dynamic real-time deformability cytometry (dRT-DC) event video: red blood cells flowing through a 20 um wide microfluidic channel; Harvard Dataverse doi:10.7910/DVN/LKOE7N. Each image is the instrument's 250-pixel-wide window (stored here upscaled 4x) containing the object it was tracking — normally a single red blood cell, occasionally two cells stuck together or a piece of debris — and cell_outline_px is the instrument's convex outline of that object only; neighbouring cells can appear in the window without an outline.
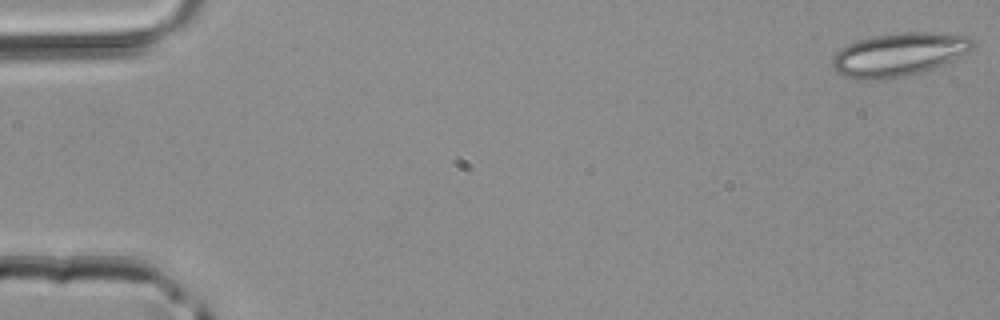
{"species": "common noctule bat (a hibernating species)", "species_latin": "Nyctalus noctula", "temperature_condition": "room temperature", "stored_images_in_passage": 42, "camera_frame_rate_fps": 3000, "um_per_image_px": 0.085, "animal": {"sex": "male", "body_mass_g": 20.4}, "frame": {"image": 1, "passage_image": 1, "time_ms": 0.0, "image_size_px": [1000, 320], "cell_outline_px": [[976, 44], [968, 52], [924, 72], [908, 76], [884, 80], [856, 80], [844, 76], [836, 72], [832, 64], [832, 56], [836, 52], [848, 44], [872, 36], [904, 32], [932, 32], [968, 36]], "centroid_in_image_um": [76.38, 4.65], "position_along_channel_um": 8.6, "area_um2": 35.6}}
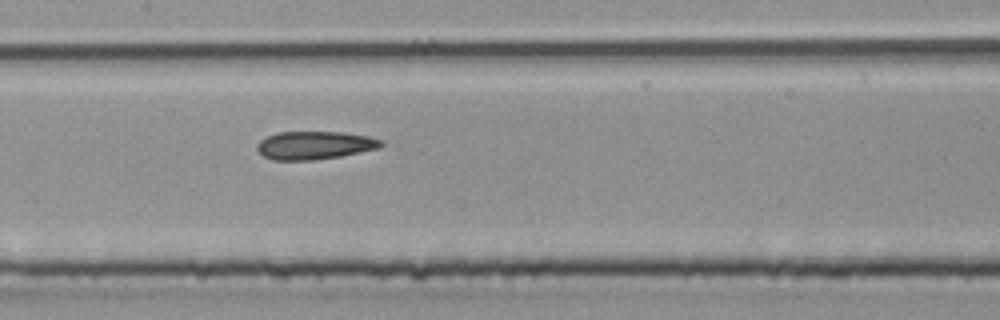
{"frame": {"image": 2, "passage_image": 23, "time_ms": 7.333, "image_size_px": [1000, 320], "cell_outline_px": [[384, 144], [380, 148], [340, 156], [316, 160], [272, 160], [264, 156], [256, 148], [256, 144], [260, 140], [268, 136], [280, 132], [340, 132], [368, 136], [380, 140]], "centroid_in_image_um": [26.73, 12.35], "position_along_channel_um": 180.7, "area_um2": 20.23}}
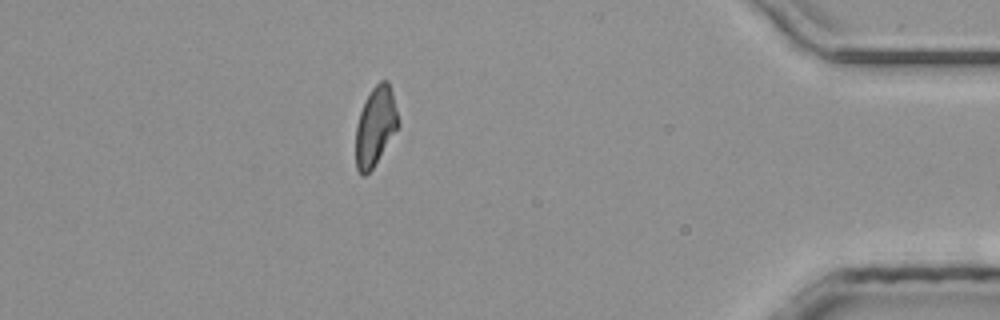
{"frame": {"image": 3, "passage_image": 41, "time_ms": 13.333, "image_size_px": [1000, 320], "cell_outline_px": [[400, 124], [372, 168], [364, 176], [356, 168], [356, 124], [364, 100], [372, 88], [380, 80], [388, 80], [392, 92]], "centroid_in_image_um": [31.9, 10.69], "position_along_channel_um": 403.3, "area_um2": 19.31}}